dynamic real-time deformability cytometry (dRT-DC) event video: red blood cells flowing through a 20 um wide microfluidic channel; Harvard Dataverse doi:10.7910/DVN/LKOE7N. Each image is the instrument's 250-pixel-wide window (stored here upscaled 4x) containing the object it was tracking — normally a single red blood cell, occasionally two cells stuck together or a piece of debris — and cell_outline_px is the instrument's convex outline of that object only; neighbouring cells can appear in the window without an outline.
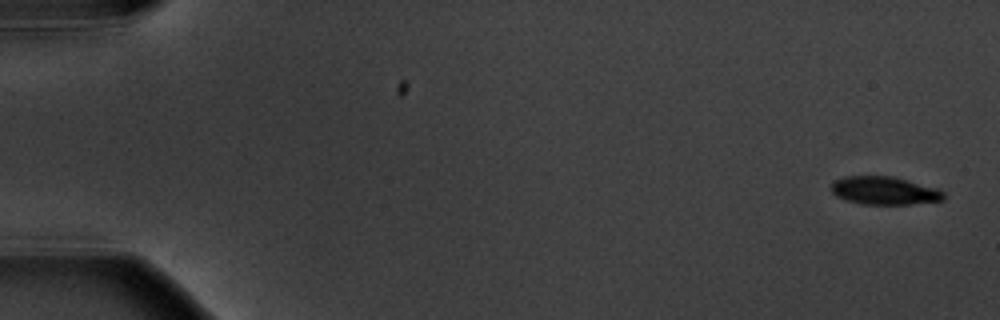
{"species": "common noctule bat (a hibernating species)", "species_latin": "Nyctalus noctula", "temperature_condition": "warm", "stored_images_in_passage": 6, "camera_frame_rate_fps": 3000, "um_per_image_px": 0.085, "animal": {"sex": "male", "body_mass_g": 20.1, "forearm_length_mm": 53.5}, "frame": {"image": 1, "passage_image": 1, "time_ms": 0.0, "image_size_px": [1000, 320], "cell_outline_px": [[944, 200], [908, 204], [860, 204], [844, 200], [836, 196], [832, 192], [832, 184], [836, 180], [844, 176], [892, 176], [936, 188], [944, 192]], "centroid_in_image_um": [75.14, 16.21], "position_along_channel_um": 9.9, "area_um2": 18.26}}
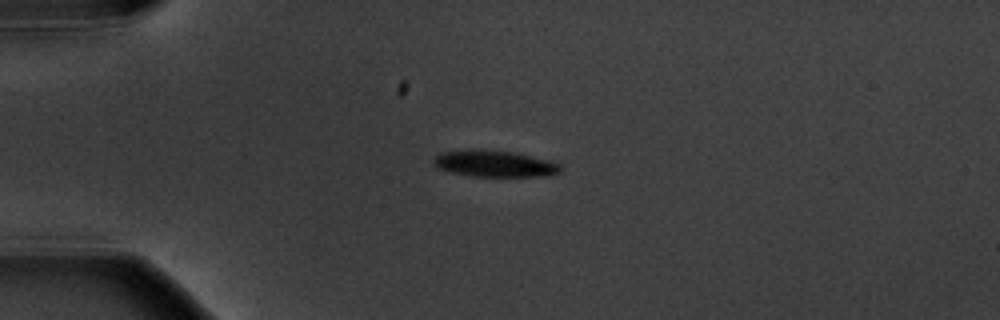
{"frame": {"image": 2, "passage_image": 4, "time_ms": 4.333, "image_size_px": [1000, 320], "cell_outline_px": [[564, 172], [540, 176], [472, 176], [452, 172], [436, 168], [432, 164], [432, 160], [440, 152], [508, 152], [552, 160], [560, 164], [564, 168]], "centroid_in_image_um": [42.12, 13.96], "position_along_channel_um": 42.9, "area_um2": 18.79}}